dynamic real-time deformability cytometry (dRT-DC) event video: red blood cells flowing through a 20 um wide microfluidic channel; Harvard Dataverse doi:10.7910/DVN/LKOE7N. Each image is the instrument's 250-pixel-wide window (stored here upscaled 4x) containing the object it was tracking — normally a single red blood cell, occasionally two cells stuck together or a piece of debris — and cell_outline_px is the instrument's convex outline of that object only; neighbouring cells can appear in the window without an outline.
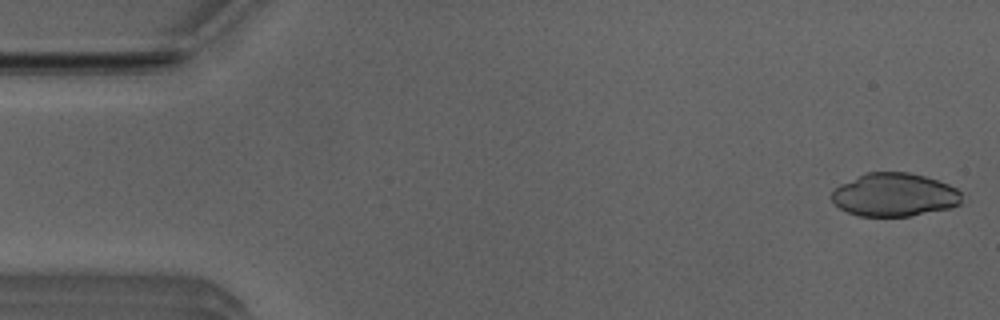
{"species": "Egyptian fruit bat (a non-hibernating species)", "species_latin": "Rousettus aegyptiacus", "temperature_condition": "room temperature", "stored_images_in_passage": 47, "camera_frame_rate_fps": 3000, "um_per_image_px": 0.085, "animal": {"sex": "male"}, "frame": {"image": 1, "passage_image": 1, "time_ms": 0.0, "image_size_px": [1000, 320], "cell_outline_px": [[960, 204], [948, 208], [912, 216], [860, 216], [848, 212], [840, 208], [832, 200], [832, 192], [840, 184], [864, 172], [908, 172], [924, 176], [948, 184], [956, 188], [960, 192]], "centroid_in_image_um": [76.0, 16.55], "position_along_channel_um": 9.0, "area_um2": 32.66}}